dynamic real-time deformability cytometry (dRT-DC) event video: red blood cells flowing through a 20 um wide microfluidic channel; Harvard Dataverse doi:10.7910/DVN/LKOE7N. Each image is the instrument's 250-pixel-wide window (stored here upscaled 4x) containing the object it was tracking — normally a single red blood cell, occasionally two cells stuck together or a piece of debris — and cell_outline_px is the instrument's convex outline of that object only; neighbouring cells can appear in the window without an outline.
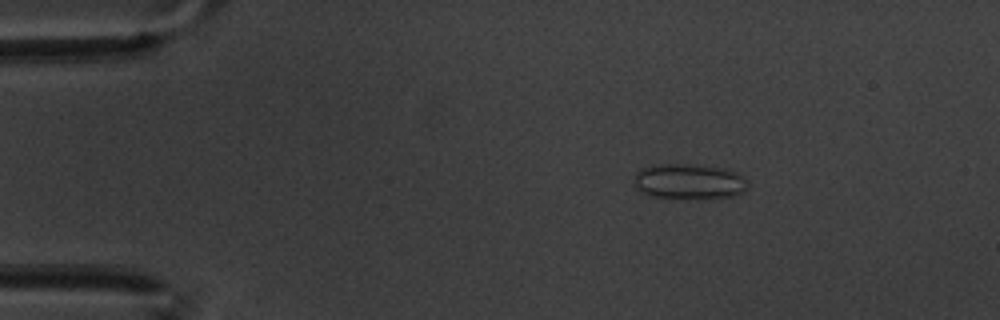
{"species": "common noctule bat (a hibernating species)", "species_latin": "Nyctalus noctula", "temperature_condition": "warm", "stored_images_in_passage": 5, "camera_frame_rate_fps": 3000, "um_per_image_px": 0.085, "animal": {"sex": "male", "body_mass_g": 20.1, "forearm_length_mm": 53.5}, "frame": {"image": 1, "passage_image": 1, "time_ms": 0.0, "image_size_px": [1000, 320], "cell_outline_px": [[748, 184], [744, 192], [736, 196], [704, 200], [652, 196], [636, 188], [636, 172], [640, 168], [656, 164], [684, 164], [724, 168], [736, 172], [744, 176], [748, 180]], "centroid_in_image_um": [58.65, 15.45], "position_along_channel_um": 26.4, "area_um2": 23.81}}